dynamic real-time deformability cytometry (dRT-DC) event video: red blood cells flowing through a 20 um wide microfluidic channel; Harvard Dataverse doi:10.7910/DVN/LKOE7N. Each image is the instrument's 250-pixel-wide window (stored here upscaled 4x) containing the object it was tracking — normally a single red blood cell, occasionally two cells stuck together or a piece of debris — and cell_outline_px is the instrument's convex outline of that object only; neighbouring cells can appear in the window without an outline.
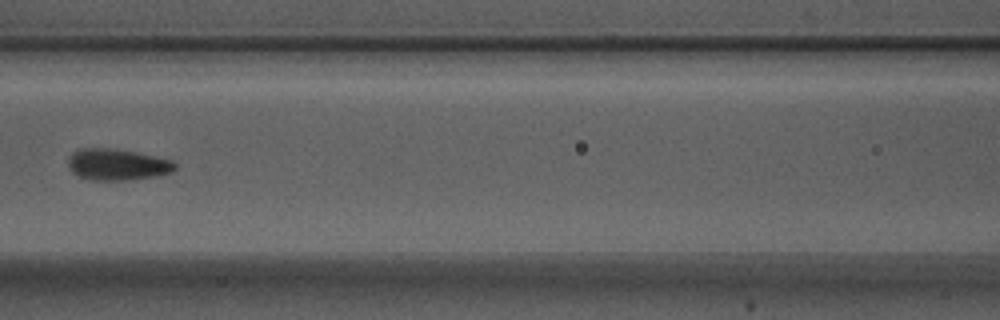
{"species": "Egyptian fruit bat (a non-hibernating species)", "species_latin": "Rousettus aegyptiacus", "temperature_condition": "warm", "stored_images_in_passage": 8, "camera_frame_rate_fps": 3000, "um_per_image_px": 0.085, "animal": {"sex": "male"}, "frame": {"image": 1, "passage_image": 6, "time_ms": 1.667, "image_size_px": [1000, 320], "cell_outline_px": [[176, 168], [172, 172], [156, 176], [124, 180], [88, 180], [72, 172], [68, 168], [68, 156], [72, 152], [80, 148], [108, 148], [136, 152], [172, 160], [176, 164]], "centroid_in_image_um": [9.93, 13.98], "position_along_channel_um": 156.7, "area_um2": 19.59}}
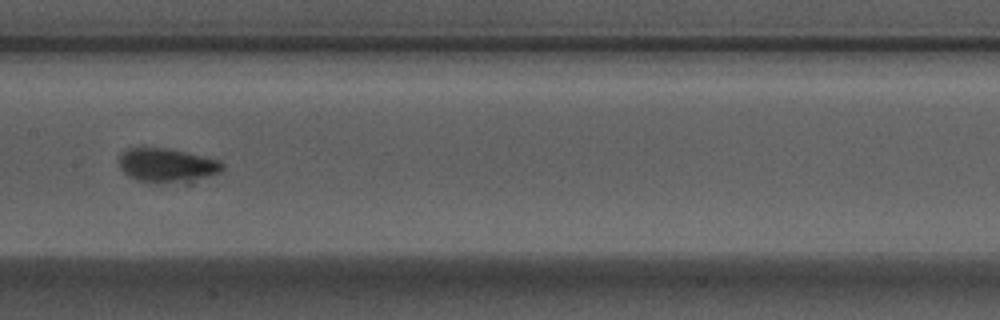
{"frame": {"image": 2, "passage_image": 7, "time_ms": 2.0, "image_size_px": [1000, 320], "cell_outline_px": [[224, 168], [220, 172], [188, 184], [148, 184], [136, 180], [128, 176], [120, 168], [120, 152], [128, 148], [164, 148], [184, 152], [216, 160], [224, 164]], "centroid_in_image_um": [14.17, 14.11], "position_along_channel_um": 193.2, "area_um2": 20.98}}
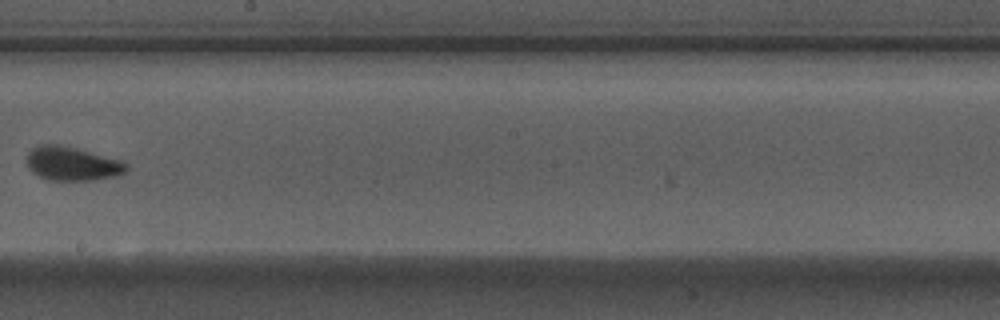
{"frame": {"image": 3, "passage_image": 8, "time_ms": 2.333, "image_size_px": [1000, 320], "cell_outline_px": [[128, 168], [124, 172], [116, 176], [92, 180], [48, 180], [32, 172], [28, 168], [28, 152], [32, 148], [40, 144], [60, 144], [76, 148], [120, 160], [128, 164]], "centroid_in_image_um": [6.12, 13.91], "position_along_channel_um": 242.1, "area_um2": 19.54}}